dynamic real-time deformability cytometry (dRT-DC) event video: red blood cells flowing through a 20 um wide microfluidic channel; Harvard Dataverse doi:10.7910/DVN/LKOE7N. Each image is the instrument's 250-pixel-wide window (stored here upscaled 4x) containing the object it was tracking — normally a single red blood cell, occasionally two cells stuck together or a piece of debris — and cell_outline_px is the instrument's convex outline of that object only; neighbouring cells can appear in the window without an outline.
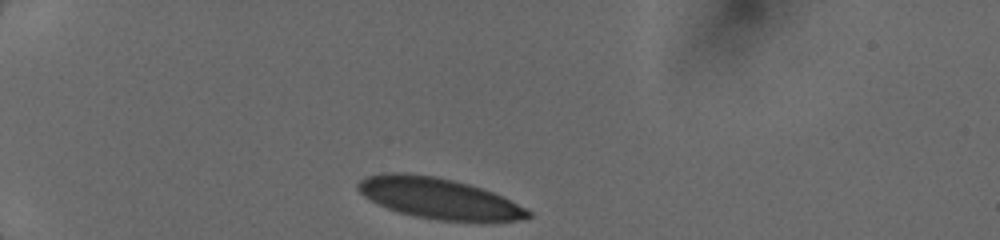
{"species": "human", "species_latin": "Homo sapiens", "temperature_condition": "cold", "stored_images_in_passage": 22, "camera_frame_rate_fps": 3000, "um_per_image_px": 0.085, "donor": {"sex": "female"}, "frame": {"image": 1, "passage_image": 1, "time_ms": 0.0, "image_size_px": [1000, 240], "cell_outline_px": [[532, 216], [520, 220], [484, 224], [436, 220], [416, 216], [400, 212], [376, 204], [364, 196], [356, 188], [356, 184], [360, 180], [368, 176], [388, 172], [404, 172], [436, 176], [468, 184], [492, 192], [532, 212]], "centroid_in_image_um": [37.32, 16.89], "position_along_channel_um": 47.7, "area_um2": 40.98}}
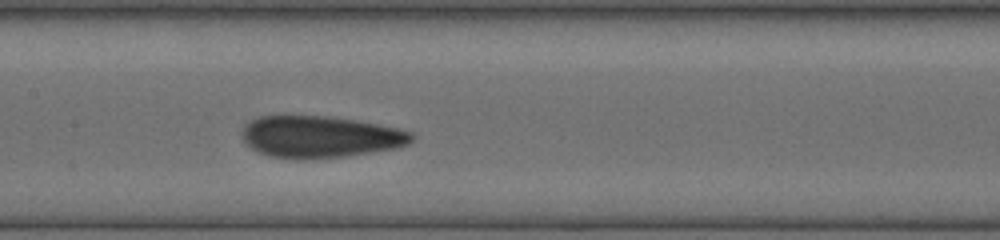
{"frame": {"image": 2, "passage_image": 13, "time_ms": 4.333, "image_size_px": [1000, 240], "cell_outline_px": [[416, 136], [408, 144], [396, 148], [344, 156], [304, 160], [272, 156], [260, 152], [252, 148], [240, 136], [240, 132], [244, 124], [260, 116], [328, 116], [356, 120], [400, 128], [412, 132]], "centroid_in_image_um": [27.22, 11.62], "position_along_channel_um": 180.2, "area_um2": 41.38}}
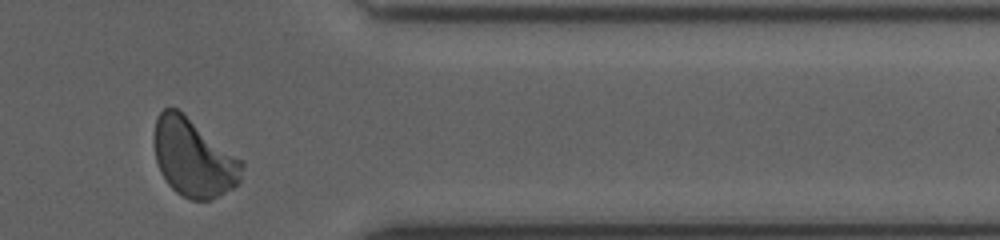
{"frame": {"image": 3, "passage_image": 22, "time_ms": 9.667, "image_size_px": [1000, 240], "cell_outline_px": [[244, 164], [240, 180], [232, 188], [220, 196], [212, 200], [192, 200], [176, 192], [168, 184], [160, 172], [156, 160], [152, 140], [152, 136], [156, 120], [160, 112], [164, 108], [176, 108], [244, 160]], "centroid_in_image_um": [16.45, 13.42], "position_along_channel_um": 395.0, "area_um2": 40.11}}